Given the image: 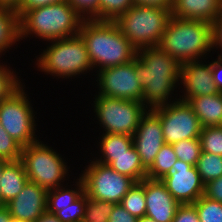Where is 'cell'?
<instances>
[{
    "instance_id": "1",
    "label": "cell",
    "mask_w": 222,
    "mask_h": 222,
    "mask_svg": "<svg viewBox=\"0 0 222 222\" xmlns=\"http://www.w3.org/2000/svg\"><path fill=\"white\" fill-rule=\"evenodd\" d=\"M180 66L160 46L137 50L135 73L143 89L142 104L148 110L180 100L181 93L176 94L180 86Z\"/></svg>"
},
{
    "instance_id": "2",
    "label": "cell",
    "mask_w": 222,
    "mask_h": 222,
    "mask_svg": "<svg viewBox=\"0 0 222 222\" xmlns=\"http://www.w3.org/2000/svg\"><path fill=\"white\" fill-rule=\"evenodd\" d=\"M18 16L20 41L36 37L49 42L73 37L79 35L85 20L67 0L23 10Z\"/></svg>"
},
{
    "instance_id": "3",
    "label": "cell",
    "mask_w": 222,
    "mask_h": 222,
    "mask_svg": "<svg viewBox=\"0 0 222 222\" xmlns=\"http://www.w3.org/2000/svg\"><path fill=\"white\" fill-rule=\"evenodd\" d=\"M79 35L85 43L95 73L96 70L123 65L136 58L137 50L114 21L85 19Z\"/></svg>"
},
{
    "instance_id": "4",
    "label": "cell",
    "mask_w": 222,
    "mask_h": 222,
    "mask_svg": "<svg viewBox=\"0 0 222 222\" xmlns=\"http://www.w3.org/2000/svg\"><path fill=\"white\" fill-rule=\"evenodd\" d=\"M159 46L180 65L209 58L212 51L211 24L171 15Z\"/></svg>"
},
{
    "instance_id": "5",
    "label": "cell",
    "mask_w": 222,
    "mask_h": 222,
    "mask_svg": "<svg viewBox=\"0 0 222 222\" xmlns=\"http://www.w3.org/2000/svg\"><path fill=\"white\" fill-rule=\"evenodd\" d=\"M46 48L40 49L34 62L37 70L45 75L53 76V79L63 80L80 78L93 73V67L80 35L44 43ZM41 53V54H40Z\"/></svg>"
},
{
    "instance_id": "6",
    "label": "cell",
    "mask_w": 222,
    "mask_h": 222,
    "mask_svg": "<svg viewBox=\"0 0 222 222\" xmlns=\"http://www.w3.org/2000/svg\"><path fill=\"white\" fill-rule=\"evenodd\" d=\"M171 9L134 4L114 22L136 50L159 46Z\"/></svg>"
},
{
    "instance_id": "7",
    "label": "cell",
    "mask_w": 222,
    "mask_h": 222,
    "mask_svg": "<svg viewBox=\"0 0 222 222\" xmlns=\"http://www.w3.org/2000/svg\"><path fill=\"white\" fill-rule=\"evenodd\" d=\"M52 146L41 141L22 148L23 162L28 181L51 190L69 183L72 170L66 158ZM66 181V183H65Z\"/></svg>"
},
{
    "instance_id": "8",
    "label": "cell",
    "mask_w": 222,
    "mask_h": 222,
    "mask_svg": "<svg viewBox=\"0 0 222 222\" xmlns=\"http://www.w3.org/2000/svg\"><path fill=\"white\" fill-rule=\"evenodd\" d=\"M95 96V97H94ZM90 103L102 134L133 136L147 108L139 101L94 95ZM102 130V131H101Z\"/></svg>"
},
{
    "instance_id": "9",
    "label": "cell",
    "mask_w": 222,
    "mask_h": 222,
    "mask_svg": "<svg viewBox=\"0 0 222 222\" xmlns=\"http://www.w3.org/2000/svg\"><path fill=\"white\" fill-rule=\"evenodd\" d=\"M23 83L8 98L0 101V123L3 129L22 147L38 142L37 111ZM27 91V92H26ZM35 113V114H34ZM37 132V133H36Z\"/></svg>"
},
{
    "instance_id": "10",
    "label": "cell",
    "mask_w": 222,
    "mask_h": 222,
    "mask_svg": "<svg viewBox=\"0 0 222 222\" xmlns=\"http://www.w3.org/2000/svg\"><path fill=\"white\" fill-rule=\"evenodd\" d=\"M87 162L78 176L84 183V193L92 199L120 203L135 181L93 159Z\"/></svg>"
},
{
    "instance_id": "11",
    "label": "cell",
    "mask_w": 222,
    "mask_h": 222,
    "mask_svg": "<svg viewBox=\"0 0 222 222\" xmlns=\"http://www.w3.org/2000/svg\"><path fill=\"white\" fill-rule=\"evenodd\" d=\"M151 111L160 119L165 144L199 139L203 127L188 102L179 100Z\"/></svg>"
},
{
    "instance_id": "12",
    "label": "cell",
    "mask_w": 222,
    "mask_h": 222,
    "mask_svg": "<svg viewBox=\"0 0 222 222\" xmlns=\"http://www.w3.org/2000/svg\"><path fill=\"white\" fill-rule=\"evenodd\" d=\"M91 75L97 76L94 85L97 84L98 90L94 95L142 103L143 89L135 73V59L123 65L104 68Z\"/></svg>"
},
{
    "instance_id": "13",
    "label": "cell",
    "mask_w": 222,
    "mask_h": 222,
    "mask_svg": "<svg viewBox=\"0 0 222 222\" xmlns=\"http://www.w3.org/2000/svg\"><path fill=\"white\" fill-rule=\"evenodd\" d=\"M160 180L179 204H193L204 194L205 184L196 166L179 159L172 165V171Z\"/></svg>"
},
{
    "instance_id": "14",
    "label": "cell",
    "mask_w": 222,
    "mask_h": 222,
    "mask_svg": "<svg viewBox=\"0 0 222 222\" xmlns=\"http://www.w3.org/2000/svg\"><path fill=\"white\" fill-rule=\"evenodd\" d=\"M208 59L186 62L180 66L179 93H183L179 95L180 101L187 102L197 96H208L219 92L213 81L211 61Z\"/></svg>"
},
{
    "instance_id": "15",
    "label": "cell",
    "mask_w": 222,
    "mask_h": 222,
    "mask_svg": "<svg viewBox=\"0 0 222 222\" xmlns=\"http://www.w3.org/2000/svg\"><path fill=\"white\" fill-rule=\"evenodd\" d=\"M132 137L141 163L148 170L165 144L160 119L151 110H147Z\"/></svg>"
},
{
    "instance_id": "16",
    "label": "cell",
    "mask_w": 222,
    "mask_h": 222,
    "mask_svg": "<svg viewBox=\"0 0 222 222\" xmlns=\"http://www.w3.org/2000/svg\"><path fill=\"white\" fill-rule=\"evenodd\" d=\"M47 193L46 189L27 181L22 191L5 206L13 219L35 222L47 211Z\"/></svg>"
},
{
    "instance_id": "17",
    "label": "cell",
    "mask_w": 222,
    "mask_h": 222,
    "mask_svg": "<svg viewBox=\"0 0 222 222\" xmlns=\"http://www.w3.org/2000/svg\"><path fill=\"white\" fill-rule=\"evenodd\" d=\"M145 216L157 222H172L180 205L161 180L145 178Z\"/></svg>"
},
{
    "instance_id": "18",
    "label": "cell",
    "mask_w": 222,
    "mask_h": 222,
    "mask_svg": "<svg viewBox=\"0 0 222 222\" xmlns=\"http://www.w3.org/2000/svg\"><path fill=\"white\" fill-rule=\"evenodd\" d=\"M222 10V0H173L171 15L212 23Z\"/></svg>"
},
{
    "instance_id": "19",
    "label": "cell",
    "mask_w": 222,
    "mask_h": 222,
    "mask_svg": "<svg viewBox=\"0 0 222 222\" xmlns=\"http://www.w3.org/2000/svg\"><path fill=\"white\" fill-rule=\"evenodd\" d=\"M94 161L110 166L114 171L140 182L147 178V170L141 163L140 156L133 145L121 155H95Z\"/></svg>"
},
{
    "instance_id": "20",
    "label": "cell",
    "mask_w": 222,
    "mask_h": 222,
    "mask_svg": "<svg viewBox=\"0 0 222 222\" xmlns=\"http://www.w3.org/2000/svg\"><path fill=\"white\" fill-rule=\"evenodd\" d=\"M187 102L193 108L202 127L222 126V92L197 96Z\"/></svg>"
},
{
    "instance_id": "21",
    "label": "cell",
    "mask_w": 222,
    "mask_h": 222,
    "mask_svg": "<svg viewBox=\"0 0 222 222\" xmlns=\"http://www.w3.org/2000/svg\"><path fill=\"white\" fill-rule=\"evenodd\" d=\"M28 181L23 162L9 161L3 168L0 178L2 206L14 199Z\"/></svg>"
},
{
    "instance_id": "22",
    "label": "cell",
    "mask_w": 222,
    "mask_h": 222,
    "mask_svg": "<svg viewBox=\"0 0 222 222\" xmlns=\"http://www.w3.org/2000/svg\"><path fill=\"white\" fill-rule=\"evenodd\" d=\"M76 178L77 179L74 177L73 182L71 180L70 185L67 183L55 189L48 190L47 212L55 214L58 211V207L69 206L84 193V183L82 179L80 177L78 178V176H76Z\"/></svg>"
},
{
    "instance_id": "23",
    "label": "cell",
    "mask_w": 222,
    "mask_h": 222,
    "mask_svg": "<svg viewBox=\"0 0 222 222\" xmlns=\"http://www.w3.org/2000/svg\"><path fill=\"white\" fill-rule=\"evenodd\" d=\"M17 42H20L18 13L12 9L0 8V59Z\"/></svg>"
},
{
    "instance_id": "24",
    "label": "cell",
    "mask_w": 222,
    "mask_h": 222,
    "mask_svg": "<svg viewBox=\"0 0 222 222\" xmlns=\"http://www.w3.org/2000/svg\"><path fill=\"white\" fill-rule=\"evenodd\" d=\"M99 135L96 143L99 152L96 155H121L133 146L132 136L112 133Z\"/></svg>"
},
{
    "instance_id": "25",
    "label": "cell",
    "mask_w": 222,
    "mask_h": 222,
    "mask_svg": "<svg viewBox=\"0 0 222 222\" xmlns=\"http://www.w3.org/2000/svg\"><path fill=\"white\" fill-rule=\"evenodd\" d=\"M177 155L170 144H164L151 167L147 170V178L160 180L172 171V165L177 161Z\"/></svg>"
},
{
    "instance_id": "26",
    "label": "cell",
    "mask_w": 222,
    "mask_h": 222,
    "mask_svg": "<svg viewBox=\"0 0 222 222\" xmlns=\"http://www.w3.org/2000/svg\"><path fill=\"white\" fill-rule=\"evenodd\" d=\"M136 218L146 214L145 179L135 182L119 203Z\"/></svg>"
},
{
    "instance_id": "27",
    "label": "cell",
    "mask_w": 222,
    "mask_h": 222,
    "mask_svg": "<svg viewBox=\"0 0 222 222\" xmlns=\"http://www.w3.org/2000/svg\"><path fill=\"white\" fill-rule=\"evenodd\" d=\"M204 184L222 176V156L201 151L196 164Z\"/></svg>"
},
{
    "instance_id": "28",
    "label": "cell",
    "mask_w": 222,
    "mask_h": 222,
    "mask_svg": "<svg viewBox=\"0 0 222 222\" xmlns=\"http://www.w3.org/2000/svg\"><path fill=\"white\" fill-rule=\"evenodd\" d=\"M116 203L92 199L87 196L82 222H108Z\"/></svg>"
},
{
    "instance_id": "29",
    "label": "cell",
    "mask_w": 222,
    "mask_h": 222,
    "mask_svg": "<svg viewBox=\"0 0 222 222\" xmlns=\"http://www.w3.org/2000/svg\"><path fill=\"white\" fill-rule=\"evenodd\" d=\"M133 5V0H99L98 21H115Z\"/></svg>"
},
{
    "instance_id": "30",
    "label": "cell",
    "mask_w": 222,
    "mask_h": 222,
    "mask_svg": "<svg viewBox=\"0 0 222 222\" xmlns=\"http://www.w3.org/2000/svg\"><path fill=\"white\" fill-rule=\"evenodd\" d=\"M1 61L2 60H0V101L8 98L24 82V79H22L20 76L18 77L19 74L16 72L17 69H12L9 66L10 63L6 65V61Z\"/></svg>"
},
{
    "instance_id": "31",
    "label": "cell",
    "mask_w": 222,
    "mask_h": 222,
    "mask_svg": "<svg viewBox=\"0 0 222 222\" xmlns=\"http://www.w3.org/2000/svg\"><path fill=\"white\" fill-rule=\"evenodd\" d=\"M193 205L200 222H222V203L202 195Z\"/></svg>"
},
{
    "instance_id": "32",
    "label": "cell",
    "mask_w": 222,
    "mask_h": 222,
    "mask_svg": "<svg viewBox=\"0 0 222 222\" xmlns=\"http://www.w3.org/2000/svg\"><path fill=\"white\" fill-rule=\"evenodd\" d=\"M199 139L201 151L222 156V126L203 127Z\"/></svg>"
},
{
    "instance_id": "33",
    "label": "cell",
    "mask_w": 222,
    "mask_h": 222,
    "mask_svg": "<svg viewBox=\"0 0 222 222\" xmlns=\"http://www.w3.org/2000/svg\"><path fill=\"white\" fill-rule=\"evenodd\" d=\"M172 146L179 160L192 166H196L201 153L200 139L181 140Z\"/></svg>"
},
{
    "instance_id": "34",
    "label": "cell",
    "mask_w": 222,
    "mask_h": 222,
    "mask_svg": "<svg viewBox=\"0 0 222 222\" xmlns=\"http://www.w3.org/2000/svg\"><path fill=\"white\" fill-rule=\"evenodd\" d=\"M86 201L87 195L83 193L69 206L58 207V211L54 215L62 222H82L85 213Z\"/></svg>"
},
{
    "instance_id": "35",
    "label": "cell",
    "mask_w": 222,
    "mask_h": 222,
    "mask_svg": "<svg viewBox=\"0 0 222 222\" xmlns=\"http://www.w3.org/2000/svg\"><path fill=\"white\" fill-rule=\"evenodd\" d=\"M22 146L16 142L0 123V159L17 161L21 158Z\"/></svg>"
},
{
    "instance_id": "36",
    "label": "cell",
    "mask_w": 222,
    "mask_h": 222,
    "mask_svg": "<svg viewBox=\"0 0 222 222\" xmlns=\"http://www.w3.org/2000/svg\"><path fill=\"white\" fill-rule=\"evenodd\" d=\"M85 19L98 20L99 0H67Z\"/></svg>"
},
{
    "instance_id": "37",
    "label": "cell",
    "mask_w": 222,
    "mask_h": 222,
    "mask_svg": "<svg viewBox=\"0 0 222 222\" xmlns=\"http://www.w3.org/2000/svg\"><path fill=\"white\" fill-rule=\"evenodd\" d=\"M212 27V55L215 51L217 57L222 58V10L211 23ZM218 50V51H217Z\"/></svg>"
},
{
    "instance_id": "38",
    "label": "cell",
    "mask_w": 222,
    "mask_h": 222,
    "mask_svg": "<svg viewBox=\"0 0 222 222\" xmlns=\"http://www.w3.org/2000/svg\"><path fill=\"white\" fill-rule=\"evenodd\" d=\"M172 222H200L193 204H180Z\"/></svg>"
},
{
    "instance_id": "39",
    "label": "cell",
    "mask_w": 222,
    "mask_h": 222,
    "mask_svg": "<svg viewBox=\"0 0 222 222\" xmlns=\"http://www.w3.org/2000/svg\"><path fill=\"white\" fill-rule=\"evenodd\" d=\"M203 196L222 203V176L205 184Z\"/></svg>"
},
{
    "instance_id": "40",
    "label": "cell",
    "mask_w": 222,
    "mask_h": 222,
    "mask_svg": "<svg viewBox=\"0 0 222 222\" xmlns=\"http://www.w3.org/2000/svg\"><path fill=\"white\" fill-rule=\"evenodd\" d=\"M108 222H138V218L130 214L121 204L114 205Z\"/></svg>"
},
{
    "instance_id": "41",
    "label": "cell",
    "mask_w": 222,
    "mask_h": 222,
    "mask_svg": "<svg viewBox=\"0 0 222 222\" xmlns=\"http://www.w3.org/2000/svg\"><path fill=\"white\" fill-rule=\"evenodd\" d=\"M212 78L219 92H222V58L217 57L211 61Z\"/></svg>"
},
{
    "instance_id": "42",
    "label": "cell",
    "mask_w": 222,
    "mask_h": 222,
    "mask_svg": "<svg viewBox=\"0 0 222 222\" xmlns=\"http://www.w3.org/2000/svg\"><path fill=\"white\" fill-rule=\"evenodd\" d=\"M61 1L64 0H22L20 7L16 10V12L19 15L23 10H30L32 8L41 7Z\"/></svg>"
},
{
    "instance_id": "43",
    "label": "cell",
    "mask_w": 222,
    "mask_h": 222,
    "mask_svg": "<svg viewBox=\"0 0 222 222\" xmlns=\"http://www.w3.org/2000/svg\"><path fill=\"white\" fill-rule=\"evenodd\" d=\"M134 4L154 6L159 8H172L173 0H133Z\"/></svg>"
},
{
    "instance_id": "44",
    "label": "cell",
    "mask_w": 222,
    "mask_h": 222,
    "mask_svg": "<svg viewBox=\"0 0 222 222\" xmlns=\"http://www.w3.org/2000/svg\"><path fill=\"white\" fill-rule=\"evenodd\" d=\"M22 0H0L1 8H8L16 11L21 4Z\"/></svg>"
},
{
    "instance_id": "45",
    "label": "cell",
    "mask_w": 222,
    "mask_h": 222,
    "mask_svg": "<svg viewBox=\"0 0 222 222\" xmlns=\"http://www.w3.org/2000/svg\"><path fill=\"white\" fill-rule=\"evenodd\" d=\"M35 222H62L58 217L49 212H45L41 217H39Z\"/></svg>"
},
{
    "instance_id": "46",
    "label": "cell",
    "mask_w": 222,
    "mask_h": 222,
    "mask_svg": "<svg viewBox=\"0 0 222 222\" xmlns=\"http://www.w3.org/2000/svg\"><path fill=\"white\" fill-rule=\"evenodd\" d=\"M11 215L6 206H0V222H10Z\"/></svg>"
},
{
    "instance_id": "47",
    "label": "cell",
    "mask_w": 222,
    "mask_h": 222,
    "mask_svg": "<svg viewBox=\"0 0 222 222\" xmlns=\"http://www.w3.org/2000/svg\"><path fill=\"white\" fill-rule=\"evenodd\" d=\"M8 162H9V161H7V160L0 159V178H1L2 173H3V168H4V166H5ZM0 206H2L1 191H0Z\"/></svg>"
},
{
    "instance_id": "48",
    "label": "cell",
    "mask_w": 222,
    "mask_h": 222,
    "mask_svg": "<svg viewBox=\"0 0 222 222\" xmlns=\"http://www.w3.org/2000/svg\"><path fill=\"white\" fill-rule=\"evenodd\" d=\"M138 222H157L156 220H153L152 218L150 217H147V216H144L142 218H139L138 219Z\"/></svg>"
},
{
    "instance_id": "49",
    "label": "cell",
    "mask_w": 222,
    "mask_h": 222,
    "mask_svg": "<svg viewBox=\"0 0 222 222\" xmlns=\"http://www.w3.org/2000/svg\"><path fill=\"white\" fill-rule=\"evenodd\" d=\"M10 222H22V221L11 218Z\"/></svg>"
}]
</instances>
